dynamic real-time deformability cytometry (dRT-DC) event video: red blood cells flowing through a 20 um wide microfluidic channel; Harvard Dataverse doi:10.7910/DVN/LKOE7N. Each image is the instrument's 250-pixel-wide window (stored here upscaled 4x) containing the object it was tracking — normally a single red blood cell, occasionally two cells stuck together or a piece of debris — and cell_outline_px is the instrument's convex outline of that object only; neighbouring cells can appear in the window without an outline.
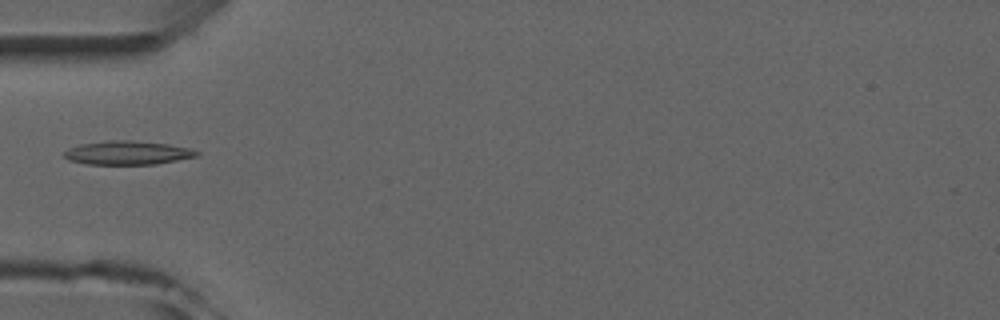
{"species": "common noctule bat (a hibernating species)", "species_latin": "Nyctalus noctula", "temperature_condition": "room temperature", "stored_images_in_passage": 5, "camera_frame_rate_fps": 3000, "um_per_image_px": 0.085, "animal": {"sex": "male", "forearm_length_mm": 52.5}, "frame": {"image": 1, "passage_image": 5, "time_ms": 4.333, "image_size_px": [1000, 320], "cell_outline_px": [[200, 152], [196, 156], [156, 164], [88, 164], [68, 160], [64, 156], [64, 152], [68, 148], [80, 144], [108, 140], [128, 140], [168, 144], [188, 148]], "centroid_in_image_um": [10.79, 12.98], "position_along_channel_um": 74.2, "area_um2": 18.15}}